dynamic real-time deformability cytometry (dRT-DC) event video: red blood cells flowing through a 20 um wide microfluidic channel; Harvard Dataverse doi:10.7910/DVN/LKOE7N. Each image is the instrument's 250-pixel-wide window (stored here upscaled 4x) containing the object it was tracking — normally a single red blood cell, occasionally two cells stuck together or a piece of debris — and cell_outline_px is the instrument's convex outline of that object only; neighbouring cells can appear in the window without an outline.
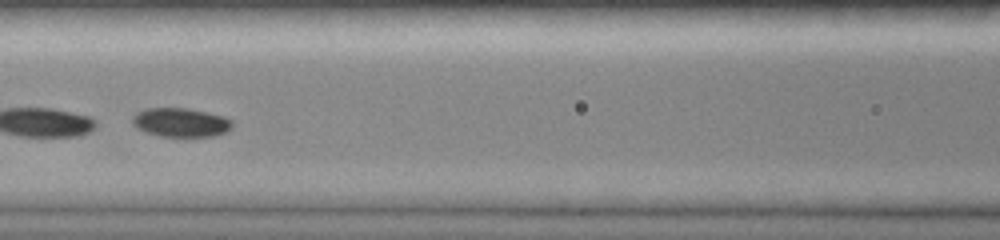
{"species": "common noctule bat (a hibernating species)", "species_latin": "Nyctalus noctula", "temperature_condition": "room temperature", "stored_images_in_passage": 30, "camera_frame_rate_fps": 3000, "um_per_image_px": 0.085, "animal": {"sex": "female", "body_mass_g": 19.0, "forearm_length_mm": 51.5}, "frame": {"image": 1, "passage_image": 9, "time_ms": 2.667, "image_size_px": [1000, 240], "cell_outline_px": [[232, 128], [216, 136], [160, 136], [144, 132], [136, 128], [132, 124], [132, 116], [136, 112], [144, 108], [188, 108], [224, 116], [232, 120]], "centroid_in_image_um": [15.32, 10.4], "position_along_channel_um": 151.3, "area_um2": 16.99}}